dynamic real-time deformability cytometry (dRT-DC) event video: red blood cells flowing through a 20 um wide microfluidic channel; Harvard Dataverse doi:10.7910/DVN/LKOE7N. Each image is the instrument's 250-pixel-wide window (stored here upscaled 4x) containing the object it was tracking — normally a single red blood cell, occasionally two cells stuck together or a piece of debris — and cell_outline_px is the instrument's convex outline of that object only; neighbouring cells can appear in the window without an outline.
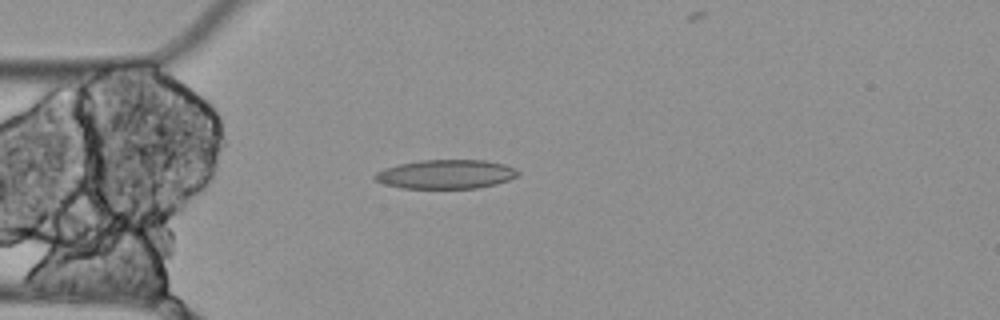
{"species": "Egyptian fruit bat (a non-hibernating species)", "species_latin": "Rousettus aegyptiacus", "temperature_condition": "cold", "stored_images_in_passage": 4, "camera_frame_rate_fps": 3000, "um_per_image_px": 0.085, "animal": {"sex": "female"}, "frame": {"image": 1, "passage_image": 4, "time_ms": 1.0, "image_size_px": [1000, 320], "cell_outline_px": [[520, 176], [496, 184], [476, 188], [400, 188], [384, 184], [376, 180], [372, 176], [376, 172], [384, 168], [400, 164], [420, 160], [484, 160], [504, 164], [516, 168], [520, 172]], "centroid_in_image_um": [37.92, 14.81], "position_along_channel_um": 47.1, "area_um2": 24.33}}